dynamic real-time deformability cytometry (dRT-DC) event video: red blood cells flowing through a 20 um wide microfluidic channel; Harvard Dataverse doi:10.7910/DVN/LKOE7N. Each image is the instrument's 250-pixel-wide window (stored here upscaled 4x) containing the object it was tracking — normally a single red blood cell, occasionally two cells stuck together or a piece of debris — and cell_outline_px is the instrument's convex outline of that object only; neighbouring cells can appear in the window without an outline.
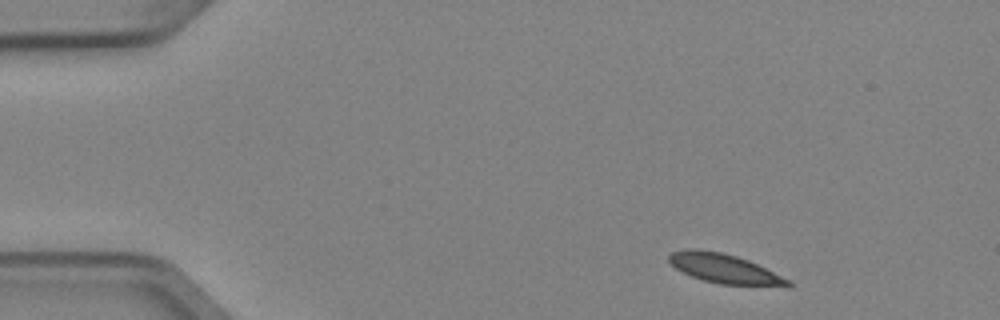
{"species": "Egyptian fruit bat (a non-hibernating species)", "species_latin": "Rousettus aegyptiacus", "temperature_condition": "cold", "stored_images_in_passage": 4, "camera_frame_rate_fps": 3000, "um_per_image_px": 0.085, "animal": {"sex": "female"}, "frame": {"image": 1, "passage_image": 1, "time_ms": 0.0, "image_size_px": [1000, 320], "cell_outline_px": [[792, 284], [788, 288], [720, 284], [704, 280], [692, 276], [676, 268], [668, 260], [668, 256], [672, 252], [688, 248], [692, 248], [720, 252], [736, 256], [748, 260], [792, 280]], "centroid_in_image_um": [61.68, 22.86], "position_along_channel_um": 23.3, "area_um2": 20.63}}
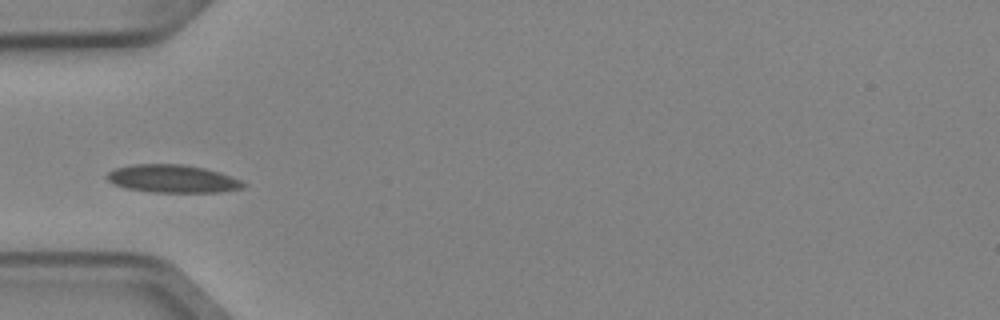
{"frame": {"image": 2, "passage_image": 4, "time_ms": 1.0, "image_size_px": [1000, 320], "cell_outline_px": [[248, 184], [244, 188], [220, 192], [152, 192], [124, 188], [112, 184], [108, 180], [108, 172], [116, 168], [132, 164], [184, 164], [204, 168], [220, 172], [240, 180]], "centroid_in_image_um": [14.68, 15.19], "position_along_channel_um": 70.3, "area_um2": 22.25}}